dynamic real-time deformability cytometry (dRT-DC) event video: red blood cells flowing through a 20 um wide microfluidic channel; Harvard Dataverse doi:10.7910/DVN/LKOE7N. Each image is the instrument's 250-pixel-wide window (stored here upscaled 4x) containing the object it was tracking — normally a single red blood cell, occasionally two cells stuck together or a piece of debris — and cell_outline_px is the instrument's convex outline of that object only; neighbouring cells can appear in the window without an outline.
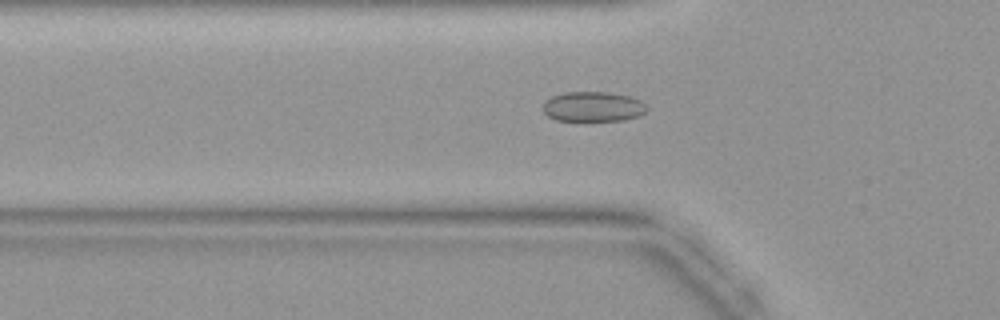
{"species": "common noctule bat (a hibernating species)", "species_latin": "Nyctalus noctula", "temperature_condition": "warm", "stored_images_in_passage": 40, "camera_frame_rate_fps": 3000, "um_per_image_px": 0.085, "animal": {"sex": "female", "body_mass_g": 19.9}, "frame": {"image": 1, "passage_image": 14, "time_ms": 4.333, "image_size_px": [1000, 320], "cell_outline_px": [[648, 108], [644, 112], [636, 116], [620, 120], [556, 120], [548, 116], [544, 112], [544, 100], [552, 96], [564, 92], [604, 92], [628, 96], [640, 100]], "centroid_in_image_um": [50.36, 9.05], "position_along_channel_um": 75.4, "area_um2": 17.8}}
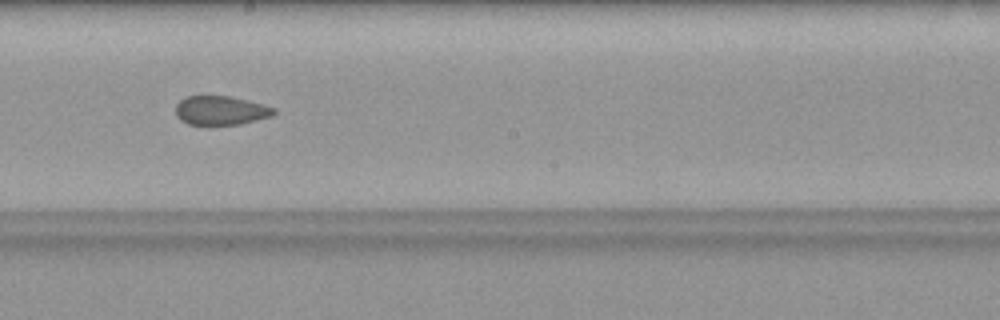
{"frame": {"image": 2, "passage_image": 24, "time_ms": 7.667, "image_size_px": [1000, 320], "cell_outline_px": [[276, 112], [272, 116], [240, 124], [188, 124], [180, 120], [176, 116], [176, 104], [184, 96], [228, 96], [248, 100], [264, 104], [276, 108]], "centroid_in_image_um": [18.77, 9.38], "position_along_channel_um": 229.4, "area_um2": 16.65}}
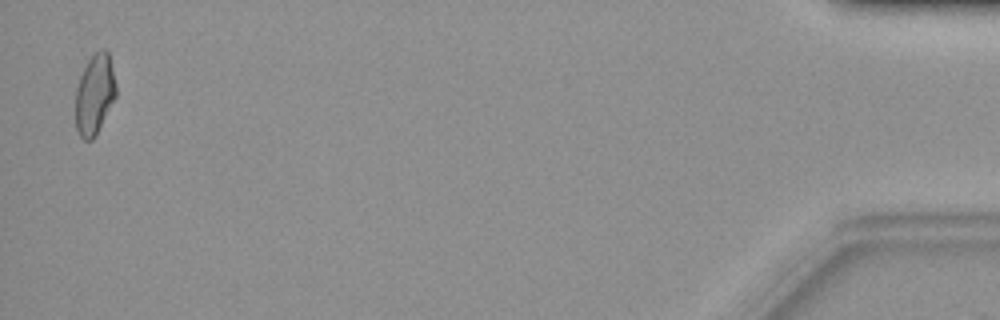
{"frame": {"image": 3, "passage_image": 39, "time_ms": 12.667, "image_size_px": [1000, 320], "cell_outline_px": [[116, 96], [96, 136], [92, 140], [84, 140], [80, 136], [76, 128], [76, 88], [80, 76], [88, 60], [100, 48], [104, 48], [108, 52], [116, 84]], "centroid_in_image_um": [8.05, 8.03], "position_along_channel_um": 427.2, "area_um2": 18.9}}